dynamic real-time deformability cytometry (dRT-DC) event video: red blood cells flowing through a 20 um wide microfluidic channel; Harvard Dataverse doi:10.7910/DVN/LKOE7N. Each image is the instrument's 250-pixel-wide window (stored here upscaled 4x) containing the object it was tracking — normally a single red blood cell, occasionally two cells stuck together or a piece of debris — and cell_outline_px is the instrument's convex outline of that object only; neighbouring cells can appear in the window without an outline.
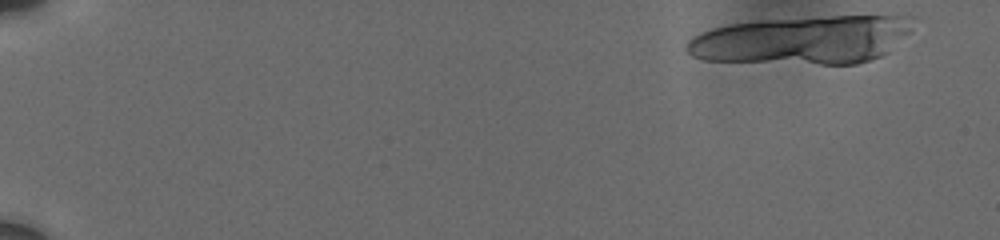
{"species": "human", "species_latin": "Homo sapiens", "temperature_condition": "cold", "stored_images_in_passage": 22, "camera_frame_rate_fps": 3000, "um_per_image_px": 0.085, "donor": {"sex": "male"}, "frame": {"image": 1, "passage_image": 1, "time_ms": 0.0, "image_size_px": [1000, 240], "cell_outline_px": [[912, 16], [908, 32], [888, 52], [880, 56], [856, 64], [820, 64], [704, 60], [692, 56], [684, 48], [688, 40], [692, 36], [700, 32], [712, 28], [728, 24], [764, 20], [832, 16]], "centroid_in_image_um": [68.14, 3.4], "position_along_channel_um": 16.9, "area_um2": 63.18}}